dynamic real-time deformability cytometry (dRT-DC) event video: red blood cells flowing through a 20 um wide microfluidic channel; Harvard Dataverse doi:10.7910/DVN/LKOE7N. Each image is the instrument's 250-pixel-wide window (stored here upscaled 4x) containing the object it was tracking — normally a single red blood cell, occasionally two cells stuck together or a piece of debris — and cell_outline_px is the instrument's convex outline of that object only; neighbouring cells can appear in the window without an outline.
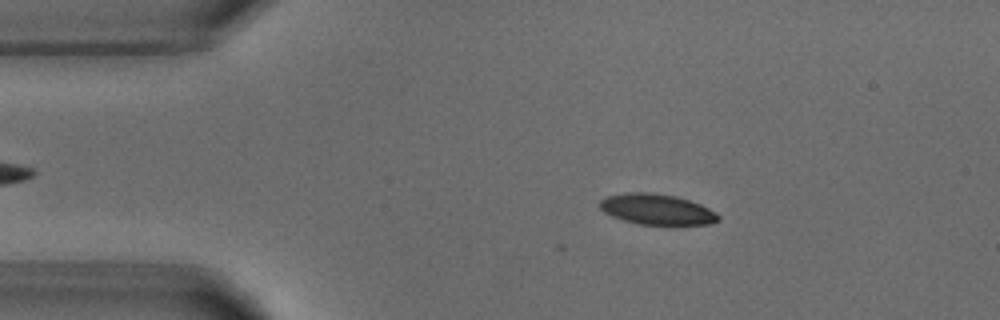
{"species": "common noctule bat (a hibernating species)", "species_latin": "Nyctalus noctula", "temperature_condition": "warm", "stored_images_in_passage": 5, "camera_frame_rate_fps": 3000, "um_per_image_px": 0.085, "animal": {"sex": "male", "body_mass_g": 18.8}, "frame": {"image": 1, "passage_image": 2, "time_ms": 1.333, "image_size_px": [1000, 320], "cell_outline_px": [[720, 220], [712, 224], [672, 228], [640, 224], [624, 220], [612, 216], [604, 212], [600, 208], [600, 200], [604, 196], [628, 192], [648, 192], [676, 196], [700, 204], [716, 212], [720, 216]], "centroid_in_image_um": [55.9, 17.85], "position_along_channel_um": 29.1, "area_um2": 22.14}}
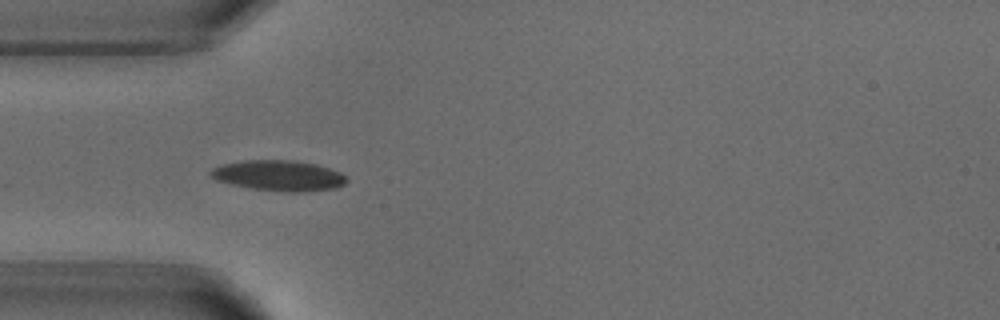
{"frame": {"image": 2, "passage_image": 3, "time_ms": 3.333, "image_size_px": [1000, 320], "cell_outline_px": [[348, 180], [344, 184], [336, 188], [304, 192], [288, 192], [252, 188], [232, 184], [216, 180], [208, 172], [212, 168], [220, 164], [244, 160], [292, 160], [316, 164], [340, 172]], "centroid_in_image_um": [23.68, 14.92], "position_along_channel_um": 61.3, "area_um2": 24.16}}
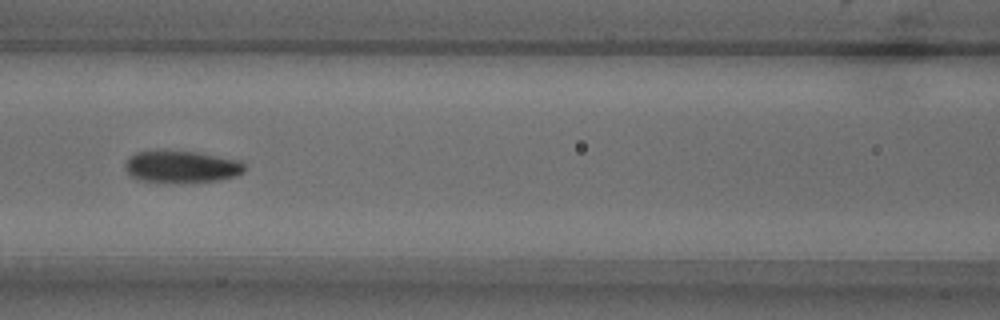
{"frame": {"image": 3, "passage_image": 5, "time_ms": 5.667, "image_size_px": [1000, 320], "cell_outline_px": [[244, 172], [236, 176], [220, 180], [184, 184], [140, 180], [132, 176], [124, 168], [124, 164], [128, 156], [136, 152], [156, 148], [164, 148], [196, 152], [240, 160], [244, 164]], "centroid_in_image_um": [15.38, 14.15], "position_along_channel_um": 151.2, "area_um2": 23.35}}